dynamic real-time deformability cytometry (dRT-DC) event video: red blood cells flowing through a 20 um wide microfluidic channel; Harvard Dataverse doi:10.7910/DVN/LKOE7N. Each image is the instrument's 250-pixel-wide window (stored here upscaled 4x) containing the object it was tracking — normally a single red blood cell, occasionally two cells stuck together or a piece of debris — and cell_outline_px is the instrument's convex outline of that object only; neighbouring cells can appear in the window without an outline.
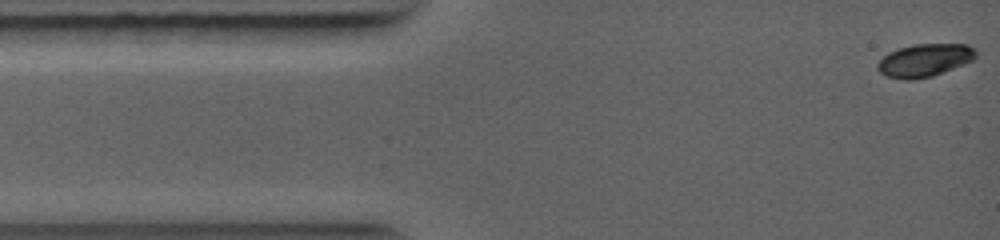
{"species": "common noctule bat (a hibernating species)", "species_latin": "Nyctalus noctula", "temperature_condition": "warm", "stored_images_in_passage": 55, "camera_frame_rate_fps": 5000, "um_per_image_px": 0.085, "animal": {"sex": "female", "body_mass_g": 19.0, "forearm_length_mm": 56.7}, "frame": {"image": 1, "passage_image": 1, "time_ms": 0.0, "image_size_px": [1000, 240], "cell_outline_px": [[976, 56], [972, 60], [964, 64], [932, 76], [912, 80], [904, 80], [888, 76], [880, 72], [876, 68], [876, 64], [888, 52], [912, 44], [968, 44], [976, 48]], "centroid_in_image_um": [78.59, 5.11], "position_along_channel_um": 6.4, "area_um2": 18.84}}
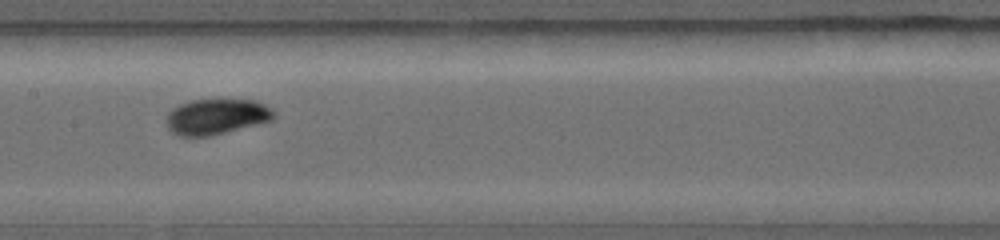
{"frame": {"image": 2, "passage_image": 26, "time_ms": 5.2, "image_size_px": [1000, 240], "cell_outline_px": [[276, 116], [272, 120], [208, 136], [180, 136], [172, 132], [168, 128], [168, 112], [172, 108], [180, 104], [192, 100], [252, 100], [264, 104], [272, 108], [276, 112]], "centroid_in_image_um": [18.41, 9.9], "position_along_channel_um": 189.0, "area_um2": 21.96}}
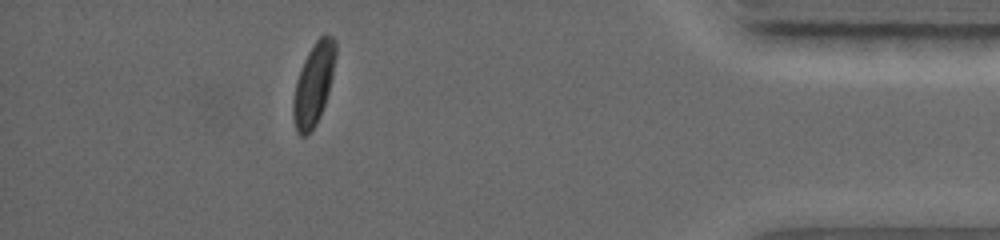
{"frame": {"image": 3, "passage_image": 47, "time_ms": 10.6, "image_size_px": [1000, 240], "cell_outline_px": [[336, 56], [332, 76], [328, 92], [320, 116], [316, 124], [304, 136], [300, 136], [296, 132], [292, 116], [292, 100], [296, 84], [304, 60], [308, 52], [316, 40], [324, 32], [332, 36], [336, 40]], "centroid_in_image_um": [26.66, 7.13], "position_along_channel_um": 408.5, "area_um2": 20.23}}